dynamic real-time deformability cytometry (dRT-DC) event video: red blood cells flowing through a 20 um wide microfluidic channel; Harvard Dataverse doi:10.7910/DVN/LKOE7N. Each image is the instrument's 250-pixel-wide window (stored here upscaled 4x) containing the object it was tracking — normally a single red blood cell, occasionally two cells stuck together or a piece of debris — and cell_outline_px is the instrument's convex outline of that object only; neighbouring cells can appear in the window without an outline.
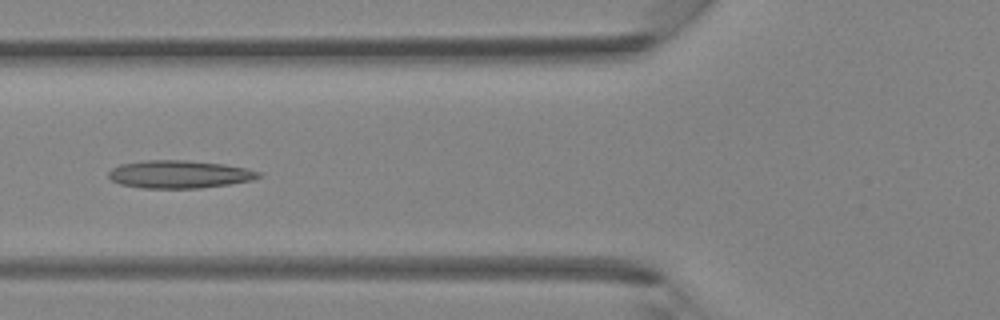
{"species": "Egyptian fruit bat (a non-hibernating species)", "species_latin": "Rousettus aegyptiacus", "temperature_condition": "room temperature", "stored_images_in_passage": 28, "camera_frame_rate_fps": 3000, "um_per_image_px": 0.085, "animal": {"sex": "female"}, "frame": {"image": 1, "passage_image": 4, "time_ms": 1.0, "image_size_px": [1000, 320], "cell_outline_px": [[264, 176], [252, 180], [228, 184], [200, 188], [144, 188], [120, 184], [112, 180], [108, 176], [108, 172], [112, 168], [120, 164], [144, 160], [188, 160], [224, 164], [248, 168], [260, 172]], "centroid_in_image_um": [15.26, 14.8], "position_along_channel_um": 110.5, "area_um2": 24.45}}
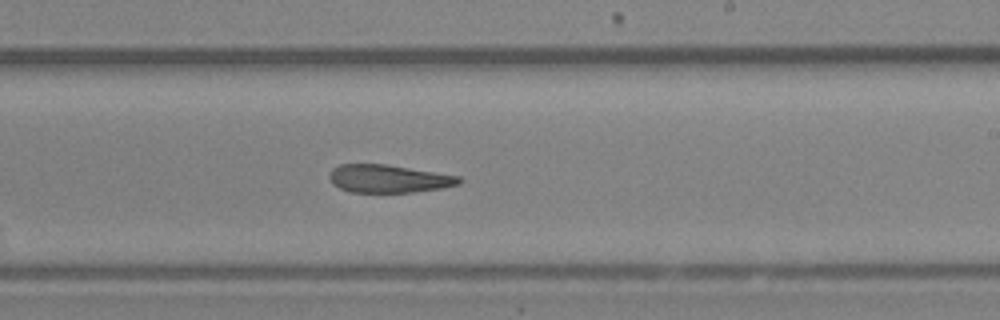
{"frame": {"image": 2, "passage_image": 13, "time_ms": 4.0, "image_size_px": [1000, 320], "cell_outline_px": [[464, 180], [460, 184], [444, 188], [412, 192], [348, 192], [340, 188], [328, 176], [332, 168], [340, 164], [384, 164], [460, 176]], "centroid_in_image_um": [33.07, 15.19], "position_along_channel_um": 255.9, "area_um2": 21.04}}
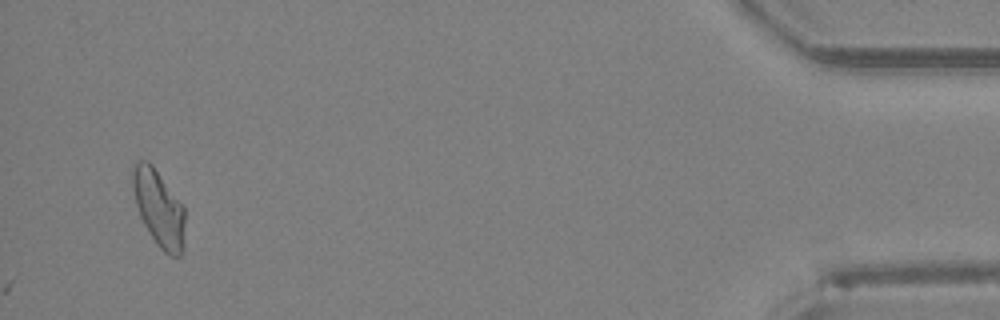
{"frame": {"image": 3, "passage_image": 28, "time_ms": 9.0, "image_size_px": [1000, 320], "cell_outline_px": [[184, 248], [180, 256], [168, 256], [156, 244], [148, 232], [140, 216], [136, 204], [132, 188], [132, 168], [140, 160], [148, 160], [152, 164], [184, 204]], "centroid_in_image_um": [13.51, 17.7], "position_along_channel_um": 421.7, "area_um2": 23.64}}